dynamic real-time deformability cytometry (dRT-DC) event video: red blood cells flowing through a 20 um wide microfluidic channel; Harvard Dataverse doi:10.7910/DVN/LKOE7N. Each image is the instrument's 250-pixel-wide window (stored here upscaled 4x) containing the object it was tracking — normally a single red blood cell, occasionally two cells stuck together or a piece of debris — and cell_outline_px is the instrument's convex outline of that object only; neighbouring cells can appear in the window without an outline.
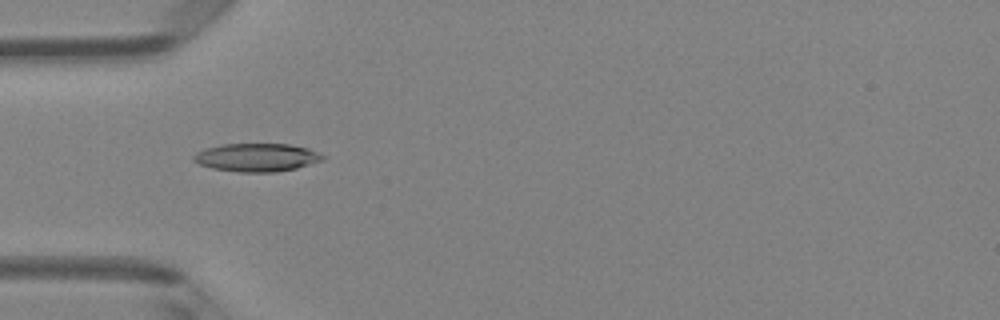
{"species": "Egyptian fruit bat (a non-hibernating species)", "species_latin": "Rousettus aegyptiacus", "temperature_condition": "room temperature", "stored_images_in_passage": 7, "camera_frame_rate_fps": 3000, "um_per_image_px": 0.085, "animal": {"sex": "female"}, "frame": {"image": 1, "passage_image": 5, "time_ms": 4.667, "image_size_px": [1000, 320], "cell_outline_px": [[324, 160], [296, 168], [276, 172], [240, 172], [212, 168], [200, 164], [192, 160], [192, 156], [196, 152], [204, 148], [224, 144], [288, 144], [308, 148], [324, 156]], "centroid_in_image_um": [21.79, 13.38], "position_along_channel_um": 63.2, "area_um2": 21.15}}
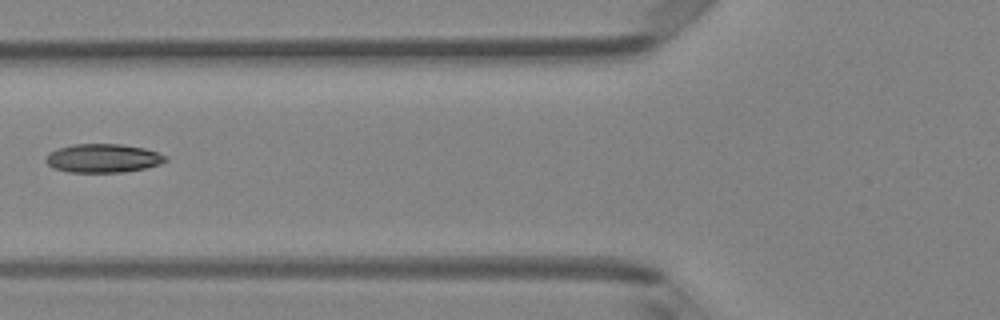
{"frame": {"image": 2, "passage_image": 6, "time_ms": 6.0, "image_size_px": [1000, 320], "cell_outline_px": [[168, 160], [160, 164], [144, 168], [124, 172], [68, 172], [52, 168], [44, 160], [48, 152], [56, 148], [72, 144], [120, 144], [144, 148], [168, 156]], "centroid_in_image_um": [8.72, 13.44], "position_along_channel_um": 117.1, "area_um2": 20.17}}
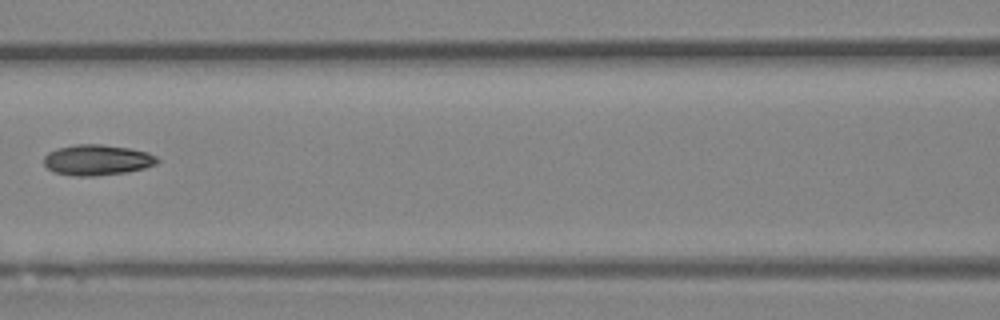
{"frame": {"image": 3, "passage_image": 7, "time_ms": 7.0, "image_size_px": [1000, 320], "cell_outline_px": [[160, 160], [156, 164], [144, 168], [128, 172], [96, 176], [76, 176], [56, 172], [48, 168], [44, 164], [44, 156], [48, 152], [56, 148], [76, 144], [100, 144], [128, 148], [148, 152], [156, 156]], "centroid_in_image_um": [8.27, 13.59], "position_along_channel_um": 158.3, "area_um2": 20.29}}